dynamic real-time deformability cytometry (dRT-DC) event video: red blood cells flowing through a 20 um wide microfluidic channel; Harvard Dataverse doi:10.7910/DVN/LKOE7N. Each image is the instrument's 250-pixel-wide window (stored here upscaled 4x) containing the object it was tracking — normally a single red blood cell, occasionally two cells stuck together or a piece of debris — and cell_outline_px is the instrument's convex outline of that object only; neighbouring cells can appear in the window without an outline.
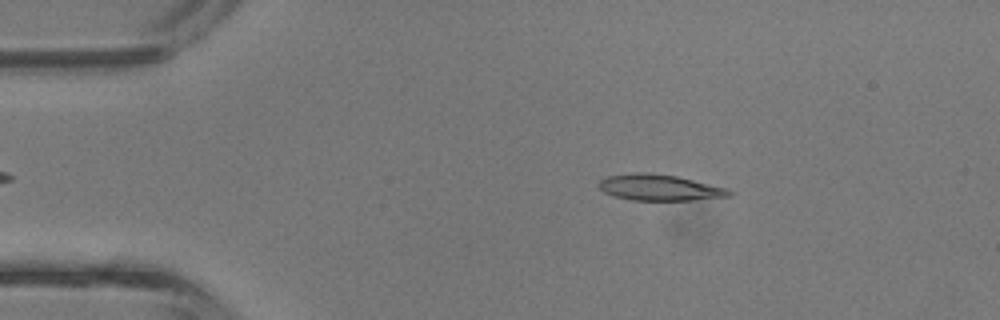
{"species": "common noctule bat (a hibernating species)", "species_latin": "Nyctalus noctula", "temperature_condition": "room temperature", "stored_images_in_passage": 40, "camera_frame_rate_fps": 3000, "um_per_image_px": 0.085, "animal": {"sex": "male", "body_mass_g": 13.3}, "frame": {"image": 1, "passage_image": 6, "time_ms": 1.667, "image_size_px": [1000, 320], "cell_outline_px": [[736, 192], [732, 196], [692, 200], [632, 200], [616, 196], [604, 192], [596, 184], [600, 180], [608, 176], [636, 172], [648, 172], [676, 176], [728, 188]], "centroid_in_image_um": [56.1, 15.94], "position_along_channel_um": 28.9, "area_um2": 19.88}}
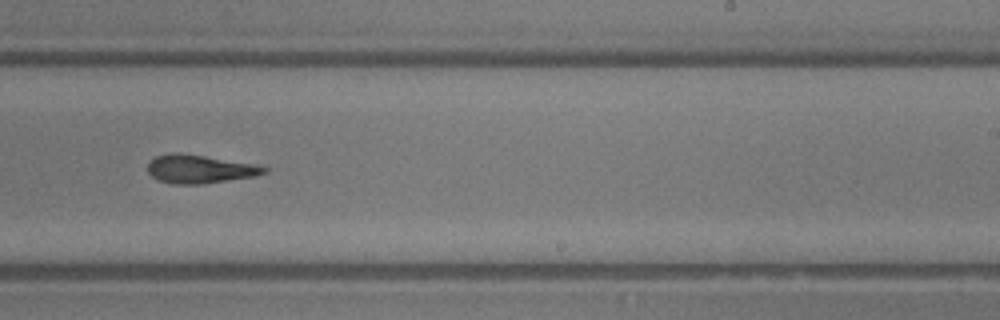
{"frame": {"image": 2, "passage_image": 24, "time_ms": 7.667, "image_size_px": [1000, 320], "cell_outline_px": [[268, 172], [256, 176], [200, 184], [172, 184], [160, 180], [152, 176], [148, 172], [148, 164], [156, 156], [172, 152], [180, 152], [256, 164], [268, 168]], "centroid_in_image_um": [16.99, 14.36], "position_along_channel_um": 272.0, "area_um2": 19.25}}
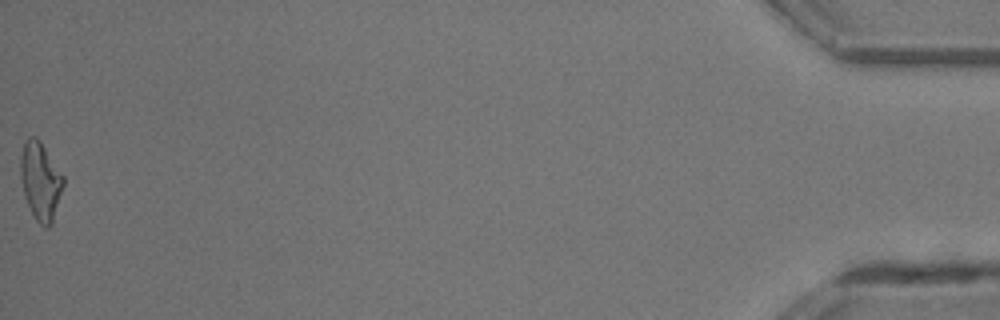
{"frame": {"image": 3, "passage_image": 40, "time_ms": 13.0, "image_size_px": [1000, 320], "cell_outline_px": [[64, 184], [52, 224], [48, 228], [44, 228], [36, 220], [24, 196], [20, 176], [20, 156], [24, 144], [28, 136], [36, 136], [40, 140], [64, 176]], "centroid_in_image_um": [3.44, 15.38], "position_along_channel_um": 431.8, "area_um2": 19.54}, "authors_computed_cell_mechanics": {"area_um2": 19.4497, "velocity_mm_per_s": 4.9829, "shape_relaxation_time_tau1_ms": 4.5099, "shape_relaxation_time_tau2_ms": 4.9511, "deformation_change_tau1": 0.1764, "deformation_change_tau2": 0.1892}}